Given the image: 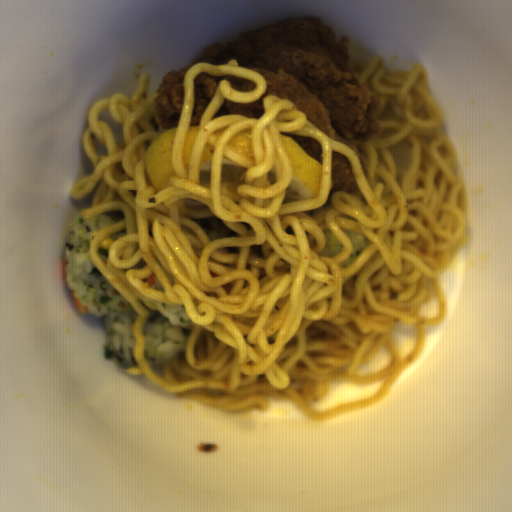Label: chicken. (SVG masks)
Here are the masks:
<instances>
[{
    "mask_svg": "<svg viewBox=\"0 0 512 512\" xmlns=\"http://www.w3.org/2000/svg\"><path fill=\"white\" fill-rule=\"evenodd\" d=\"M279 134L292 137L307 154L321 162L323 166L324 154L321 143L316 138L294 135L280 130Z\"/></svg>",
    "mask_w": 512,
    "mask_h": 512,
    "instance_id": "4",
    "label": "chicken"
},
{
    "mask_svg": "<svg viewBox=\"0 0 512 512\" xmlns=\"http://www.w3.org/2000/svg\"><path fill=\"white\" fill-rule=\"evenodd\" d=\"M358 190L353 169L347 156L331 150V188L334 191L353 192Z\"/></svg>",
    "mask_w": 512,
    "mask_h": 512,
    "instance_id": "3",
    "label": "chicken"
},
{
    "mask_svg": "<svg viewBox=\"0 0 512 512\" xmlns=\"http://www.w3.org/2000/svg\"><path fill=\"white\" fill-rule=\"evenodd\" d=\"M349 58L347 35L335 38L323 19H282L240 34L231 44L205 48L195 60L170 69L157 90V105L149 123L158 134L177 128L187 71L197 63L222 66L236 59L238 67L263 77L264 94L252 103L225 99L211 120L223 115L259 120L265 113V96L290 100L316 128L352 149L369 183L368 159L348 140L366 142L383 131L376 119L380 103L366 82H357Z\"/></svg>",
    "mask_w": 512,
    "mask_h": 512,
    "instance_id": "1",
    "label": "chicken"
},
{
    "mask_svg": "<svg viewBox=\"0 0 512 512\" xmlns=\"http://www.w3.org/2000/svg\"><path fill=\"white\" fill-rule=\"evenodd\" d=\"M222 80H228L233 89L238 92H251L256 83L250 78L234 75L210 76L200 72L193 83V110L188 127L200 126L201 118L212 102Z\"/></svg>",
    "mask_w": 512,
    "mask_h": 512,
    "instance_id": "2",
    "label": "chicken"
}]
</instances>
